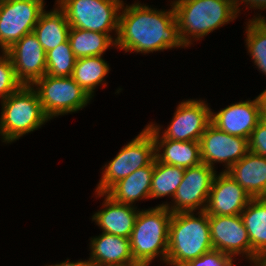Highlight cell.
<instances>
[{
	"label": "cell",
	"mask_w": 266,
	"mask_h": 266,
	"mask_svg": "<svg viewBox=\"0 0 266 266\" xmlns=\"http://www.w3.org/2000/svg\"><path fill=\"white\" fill-rule=\"evenodd\" d=\"M211 112L205 101L188 99L178 104L169 127L162 132L161 137V127L157 124L150 123L146 128L153 138L200 142L202 134L211 123Z\"/></svg>",
	"instance_id": "obj_9"
},
{
	"label": "cell",
	"mask_w": 266,
	"mask_h": 266,
	"mask_svg": "<svg viewBox=\"0 0 266 266\" xmlns=\"http://www.w3.org/2000/svg\"><path fill=\"white\" fill-rule=\"evenodd\" d=\"M110 33H101L70 27L68 41L75 57L102 56L110 47L115 46Z\"/></svg>",
	"instance_id": "obj_24"
},
{
	"label": "cell",
	"mask_w": 266,
	"mask_h": 266,
	"mask_svg": "<svg viewBox=\"0 0 266 266\" xmlns=\"http://www.w3.org/2000/svg\"><path fill=\"white\" fill-rule=\"evenodd\" d=\"M249 151L266 157V119L263 118L252 131L248 140Z\"/></svg>",
	"instance_id": "obj_31"
},
{
	"label": "cell",
	"mask_w": 266,
	"mask_h": 266,
	"mask_svg": "<svg viewBox=\"0 0 266 266\" xmlns=\"http://www.w3.org/2000/svg\"><path fill=\"white\" fill-rule=\"evenodd\" d=\"M172 213L166 206L139 211L130 235L131 252L139 266H149L158 256L166 263Z\"/></svg>",
	"instance_id": "obj_4"
},
{
	"label": "cell",
	"mask_w": 266,
	"mask_h": 266,
	"mask_svg": "<svg viewBox=\"0 0 266 266\" xmlns=\"http://www.w3.org/2000/svg\"><path fill=\"white\" fill-rule=\"evenodd\" d=\"M264 118L261 95L254 100L231 104L218 113L211 112V123L220 130L249 140L252 131Z\"/></svg>",
	"instance_id": "obj_13"
},
{
	"label": "cell",
	"mask_w": 266,
	"mask_h": 266,
	"mask_svg": "<svg viewBox=\"0 0 266 266\" xmlns=\"http://www.w3.org/2000/svg\"><path fill=\"white\" fill-rule=\"evenodd\" d=\"M153 139L155 142V158L159 162L184 169L196 166L202 162L200 142Z\"/></svg>",
	"instance_id": "obj_21"
},
{
	"label": "cell",
	"mask_w": 266,
	"mask_h": 266,
	"mask_svg": "<svg viewBox=\"0 0 266 266\" xmlns=\"http://www.w3.org/2000/svg\"><path fill=\"white\" fill-rule=\"evenodd\" d=\"M255 266H266V251L258 257Z\"/></svg>",
	"instance_id": "obj_34"
},
{
	"label": "cell",
	"mask_w": 266,
	"mask_h": 266,
	"mask_svg": "<svg viewBox=\"0 0 266 266\" xmlns=\"http://www.w3.org/2000/svg\"><path fill=\"white\" fill-rule=\"evenodd\" d=\"M70 27L88 31L118 33L122 0H56Z\"/></svg>",
	"instance_id": "obj_6"
},
{
	"label": "cell",
	"mask_w": 266,
	"mask_h": 266,
	"mask_svg": "<svg viewBox=\"0 0 266 266\" xmlns=\"http://www.w3.org/2000/svg\"><path fill=\"white\" fill-rule=\"evenodd\" d=\"M213 248L228 256L242 253L251 261V244L241 215L209 216Z\"/></svg>",
	"instance_id": "obj_15"
},
{
	"label": "cell",
	"mask_w": 266,
	"mask_h": 266,
	"mask_svg": "<svg viewBox=\"0 0 266 266\" xmlns=\"http://www.w3.org/2000/svg\"><path fill=\"white\" fill-rule=\"evenodd\" d=\"M201 161L214 169L224 163L226 172L249 152L248 139L230 135L210 123L200 139Z\"/></svg>",
	"instance_id": "obj_12"
},
{
	"label": "cell",
	"mask_w": 266,
	"mask_h": 266,
	"mask_svg": "<svg viewBox=\"0 0 266 266\" xmlns=\"http://www.w3.org/2000/svg\"><path fill=\"white\" fill-rule=\"evenodd\" d=\"M170 10H157L140 3L121 7L117 49L149 53L186 47L182 42L173 5Z\"/></svg>",
	"instance_id": "obj_1"
},
{
	"label": "cell",
	"mask_w": 266,
	"mask_h": 266,
	"mask_svg": "<svg viewBox=\"0 0 266 266\" xmlns=\"http://www.w3.org/2000/svg\"><path fill=\"white\" fill-rule=\"evenodd\" d=\"M154 172V160L143 168L115 183L106 194L115 202L133 205L135 201L149 199L151 181Z\"/></svg>",
	"instance_id": "obj_20"
},
{
	"label": "cell",
	"mask_w": 266,
	"mask_h": 266,
	"mask_svg": "<svg viewBox=\"0 0 266 266\" xmlns=\"http://www.w3.org/2000/svg\"><path fill=\"white\" fill-rule=\"evenodd\" d=\"M172 5L186 47L238 16L233 0H175Z\"/></svg>",
	"instance_id": "obj_3"
},
{
	"label": "cell",
	"mask_w": 266,
	"mask_h": 266,
	"mask_svg": "<svg viewBox=\"0 0 266 266\" xmlns=\"http://www.w3.org/2000/svg\"><path fill=\"white\" fill-rule=\"evenodd\" d=\"M44 0H1L0 48L6 52L27 33L33 32L44 9Z\"/></svg>",
	"instance_id": "obj_10"
},
{
	"label": "cell",
	"mask_w": 266,
	"mask_h": 266,
	"mask_svg": "<svg viewBox=\"0 0 266 266\" xmlns=\"http://www.w3.org/2000/svg\"><path fill=\"white\" fill-rule=\"evenodd\" d=\"M217 172L207 164L186 168L182 182L178 186L173 200L174 205L161 204L174 214L179 212H194L197 209L205 211L213 178ZM171 207V208H170Z\"/></svg>",
	"instance_id": "obj_11"
},
{
	"label": "cell",
	"mask_w": 266,
	"mask_h": 266,
	"mask_svg": "<svg viewBox=\"0 0 266 266\" xmlns=\"http://www.w3.org/2000/svg\"><path fill=\"white\" fill-rule=\"evenodd\" d=\"M96 193L100 197H106L102 205L104 209L96 212L92 216V221L94 220L104 233L130 238L139 209L115 202L106 193Z\"/></svg>",
	"instance_id": "obj_17"
},
{
	"label": "cell",
	"mask_w": 266,
	"mask_h": 266,
	"mask_svg": "<svg viewBox=\"0 0 266 266\" xmlns=\"http://www.w3.org/2000/svg\"><path fill=\"white\" fill-rule=\"evenodd\" d=\"M233 262V257L212 249L199 258L189 261L184 266H234Z\"/></svg>",
	"instance_id": "obj_30"
},
{
	"label": "cell",
	"mask_w": 266,
	"mask_h": 266,
	"mask_svg": "<svg viewBox=\"0 0 266 266\" xmlns=\"http://www.w3.org/2000/svg\"><path fill=\"white\" fill-rule=\"evenodd\" d=\"M76 60L69 41H66L46 53V75L70 77Z\"/></svg>",
	"instance_id": "obj_28"
},
{
	"label": "cell",
	"mask_w": 266,
	"mask_h": 266,
	"mask_svg": "<svg viewBox=\"0 0 266 266\" xmlns=\"http://www.w3.org/2000/svg\"><path fill=\"white\" fill-rule=\"evenodd\" d=\"M34 89L32 86L22 85L1 101L0 135L3 142L16 141L50 120Z\"/></svg>",
	"instance_id": "obj_5"
},
{
	"label": "cell",
	"mask_w": 266,
	"mask_h": 266,
	"mask_svg": "<svg viewBox=\"0 0 266 266\" xmlns=\"http://www.w3.org/2000/svg\"><path fill=\"white\" fill-rule=\"evenodd\" d=\"M226 173L233 178L251 198L266 196V157L248 152L233 164Z\"/></svg>",
	"instance_id": "obj_19"
},
{
	"label": "cell",
	"mask_w": 266,
	"mask_h": 266,
	"mask_svg": "<svg viewBox=\"0 0 266 266\" xmlns=\"http://www.w3.org/2000/svg\"><path fill=\"white\" fill-rule=\"evenodd\" d=\"M109 64L102 56L78 58L73 68L72 78L92 98L95 88L102 84L109 73Z\"/></svg>",
	"instance_id": "obj_25"
},
{
	"label": "cell",
	"mask_w": 266,
	"mask_h": 266,
	"mask_svg": "<svg viewBox=\"0 0 266 266\" xmlns=\"http://www.w3.org/2000/svg\"><path fill=\"white\" fill-rule=\"evenodd\" d=\"M251 244V262L266 251V199L252 198L240 214Z\"/></svg>",
	"instance_id": "obj_22"
},
{
	"label": "cell",
	"mask_w": 266,
	"mask_h": 266,
	"mask_svg": "<svg viewBox=\"0 0 266 266\" xmlns=\"http://www.w3.org/2000/svg\"><path fill=\"white\" fill-rule=\"evenodd\" d=\"M6 53L22 85L32 86L46 74V53L34 32L24 35Z\"/></svg>",
	"instance_id": "obj_14"
},
{
	"label": "cell",
	"mask_w": 266,
	"mask_h": 266,
	"mask_svg": "<svg viewBox=\"0 0 266 266\" xmlns=\"http://www.w3.org/2000/svg\"><path fill=\"white\" fill-rule=\"evenodd\" d=\"M251 199L233 178L222 171L213 178L205 212L209 216L240 215Z\"/></svg>",
	"instance_id": "obj_16"
},
{
	"label": "cell",
	"mask_w": 266,
	"mask_h": 266,
	"mask_svg": "<svg viewBox=\"0 0 266 266\" xmlns=\"http://www.w3.org/2000/svg\"><path fill=\"white\" fill-rule=\"evenodd\" d=\"M245 2V4L248 6H250V8L254 7V9H261V10H264L266 9V0H233V3H234V6H235V9H236V12L239 13V5L240 4H243Z\"/></svg>",
	"instance_id": "obj_32"
},
{
	"label": "cell",
	"mask_w": 266,
	"mask_h": 266,
	"mask_svg": "<svg viewBox=\"0 0 266 266\" xmlns=\"http://www.w3.org/2000/svg\"><path fill=\"white\" fill-rule=\"evenodd\" d=\"M118 266H139V265H118Z\"/></svg>",
	"instance_id": "obj_37"
},
{
	"label": "cell",
	"mask_w": 266,
	"mask_h": 266,
	"mask_svg": "<svg viewBox=\"0 0 266 266\" xmlns=\"http://www.w3.org/2000/svg\"><path fill=\"white\" fill-rule=\"evenodd\" d=\"M90 241V266L137 265L132 256L129 238L102 232Z\"/></svg>",
	"instance_id": "obj_18"
},
{
	"label": "cell",
	"mask_w": 266,
	"mask_h": 266,
	"mask_svg": "<svg viewBox=\"0 0 266 266\" xmlns=\"http://www.w3.org/2000/svg\"><path fill=\"white\" fill-rule=\"evenodd\" d=\"M0 56V99L5 100L11 93L17 91L22 84L18 81L11 57L2 52Z\"/></svg>",
	"instance_id": "obj_29"
},
{
	"label": "cell",
	"mask_w": 266,
	"mask_h": 266,
	"mask_svg": "<svg viewBox=\"0 0 266 266\" xmlns=\"http://www.w3.org/2000/svg\"><path fill=\"white\" fill-rule=\"evenodd\" d=\"M184 172V168L164 164L155 158L150 199L168 195L173 198L178 186L182 182Z\"/></svg>",
	"instance_id": "obj_26"
},
{
	"label": "cell",
	"mask_w": 266,
	"mask_h": 266,
	"mask_svg": "<svg viewBox=\"0 0 266 266\" xmlns=\"http://www.w3.org/2000/svg\"><path fill=\"white\" fill-rule=\"evenodd\" d=\"M47 266V265H46ZM48 266H90L89 261H77V262H70L69 259H67L64 262H61L60 264L55 265H48Z\"/></svg>",
	"instance_id": "obj_33"
},
{
	"label": "cell",
	"mask_w": 266,
	"mask_h": 266,
	"mask_svg": "<svg viewBox=\"0 0 266 266\" xmlns=\"http://www.w3.org/2000/svg\"><path fill=\"white\" fill-rule=\"evenodd\" d=\"M155 159V142L152 133L144 128L135 139L124 145L102 172L96 192L106 193L119 180L137 169L148 166Z\"/></svg>",
	"instance_id": "obj_7"
},
{
	"label": "cell",
	"mask_w": 266,
	"mask_h": 266,
	"mask_svg": "<svg viewBox=\"0 0 266 266\" xmlns=\"http://www.w3.org/2000/svg\"><path fill=\"white\" fill-rule=\"evenodd\" d=\"M247 23L246 47L255 65L266 75V24L261 19Z\"/></svg>",
	"instance_id": "obj_27"
},
{
	"label": "cell",
	"mask_w": 266,
	"mask_h": 266,
	"mask_svg": "<svg viewBox=\"0 0 266 266\" xmlns=\"http://www.w3.org/2000/svg\"><path fill=\"white\" fill-rule=\"evenodd\" d=\"M252 19H261L266 24V18L262 17L261 15Z\"/></svg>",
	"instance_id": "obj_36"
},
{
	"label": "cell",
	"mask_w": 266,
	"mask_h": 266,
	"mask_svg": "<svg viewBox=\"0 0 266 266\" xmlns=\"http://www.w3.org/2000/svg\"><path fill=\"white\" fill-rule=\"evenodd\" d=\"M32 87L36 88L43 111L49 119L77 112L91 100L71 76L53 77L45 74Z\"/></svg>",
	"instance_id": "obj_8"
},
{
	"label": "cell",
	"mask_w": 266,
	"mask_h": 266,
	"mask_svg": "<svg viewBox=\"0 0 266 266\" xmlns=\"http://www.w3.org/2000/svg\"><path fill=\"white\" fill-rule=\"evenodd\" d=\"M262 101H263V110H264V114H266V89L260 93Z\"/></svg>",
	"instance_id": "obj_35"
},
{
	"label": "cell",
	"mask_w": 266,
	"mask_h": 266,
	"mask_svg": "<svg viewBox=\"0 0 266 266\" xmlns=\"http://www.w3.org/2000/svg\"><path fill=\"white\" fill-rule=\"evenodd\" d=\"M172 214L169 224L168 254L166 264L184 266L189 261L214 249L209 227V215L199 211Z\"/></svg>",
	"instance_id": "obj_2"
},
{
	"label": "cell",
	"mask_w": 266,
	"mask_h": 266,
	"mask_svg": "<svg viewBox=\"0 0 266 266\" xmlns=\"http://www.w3.org/2000/svg\"><path fill=\"white\" fill-rule=\"evenodd\" d=\"M70 24L65 12L57 5L52 11H43L34 27L45 53L68 41Z\"/></svg>",
	"instance_id": "obj_23"
}]
</instances>
